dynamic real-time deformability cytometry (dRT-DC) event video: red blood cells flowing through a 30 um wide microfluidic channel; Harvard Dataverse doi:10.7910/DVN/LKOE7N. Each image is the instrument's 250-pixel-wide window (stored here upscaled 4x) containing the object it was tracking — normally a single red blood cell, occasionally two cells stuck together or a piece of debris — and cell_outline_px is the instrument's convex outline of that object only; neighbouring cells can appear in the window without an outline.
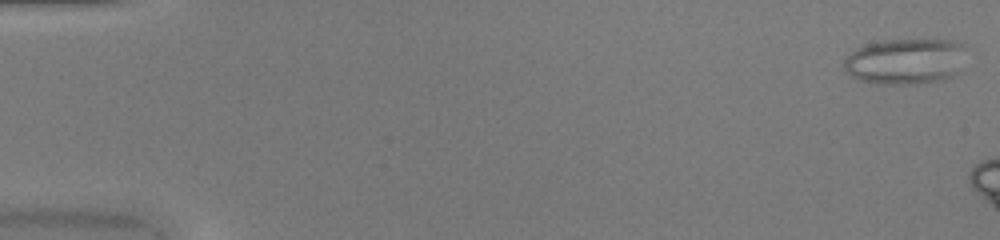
{"species": "common noctule bat (a hibernating species)", "species_latin": "Nyctalus noctula", "temperature_condition": "warm", "stored_images_in_passage": 6, "camera_frame_rate_fps": 3000, "um_per_image_px": 0.085, "animal": {"sex": "female", "body_mass_g": 20.0, "forearm_length_mm": 54.0}, "frame": {"image": 1, "passage_image": 1, "time_ms": 0.0, "image_size_px": [1000, 240], "cell_outline_px": [[964, 44], [960, 72], [944, 80], [916, 84], [880, 84], [860, 80], [844, 72], [844, 60], [856, 48], [864, 44], [884, 40], [952, 40]], "centroid_in_image_um": [76.94, 5.22], "position_along_channel_um": 8.1, "area_um2": 32.83}}